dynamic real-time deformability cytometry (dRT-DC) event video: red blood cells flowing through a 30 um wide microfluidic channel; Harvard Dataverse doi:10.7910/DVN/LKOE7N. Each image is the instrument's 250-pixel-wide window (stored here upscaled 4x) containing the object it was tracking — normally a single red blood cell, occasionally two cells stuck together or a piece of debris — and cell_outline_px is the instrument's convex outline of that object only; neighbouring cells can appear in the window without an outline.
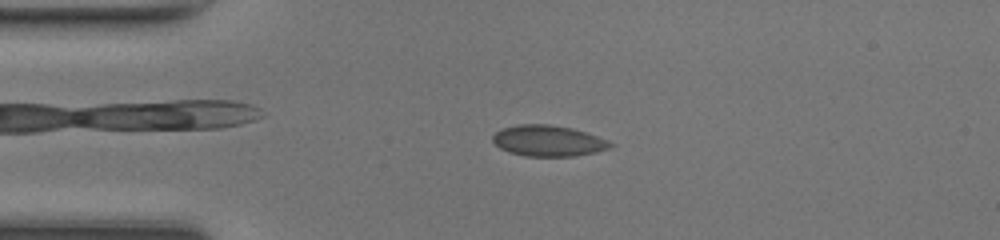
{"species": "common noctule bat (a hibernating species)", "species_latin": "Nyctalus noctula", "temperature_condition": "room temperature", "stored_images_in_passage": 47, "camera_frame_rate_fps": 3000, "um_per_image_px": 0.085, "animal": {"sex": "female", "body_mass_g": 17.0, "forearm_length_mm": 48.0}, "frame": {"image": 1, "passage_image": 10, "time_ms": 3.0, "image_size_px": [1000, 240], "cell_outline_px": [[616, 144], [612, 148], [596, 152], [576, 156], [524, 156], [508, 152], [500, 148], [492, 140], [492, 136], [496, 132], [504, 128], [520, 124], [548, 124], [572, 128], [608, 140]], "centroid_in_image_um": [46.63, 11.98], "position_along_channel_um": 38.4, "area_um2": 21.27}}
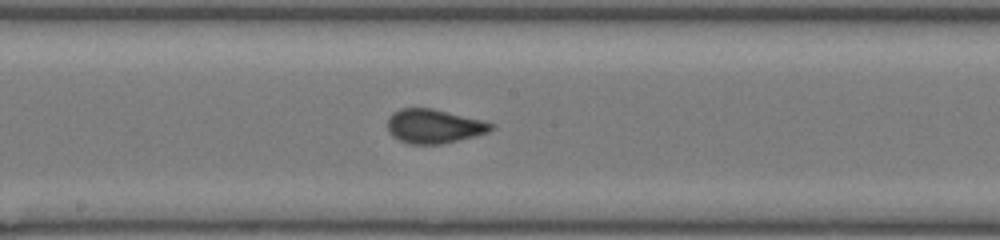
{"frame": {"image": 2, "passage_image": 24, "time_ms": 7.667, "image_size_px": [1000, 240], "cell_outline_px": [[496, 128], [488, 132], [476, 136], [440, 144], [408, 144], [392, 136], [388, 132], [388, 116], [392, 112], [400, 108], [432, 108], [496, 124]], "centroid_in_image_um": [36.87, 10.73], "position_along_channel_um": 211.3, "area_um2": 20.63}}
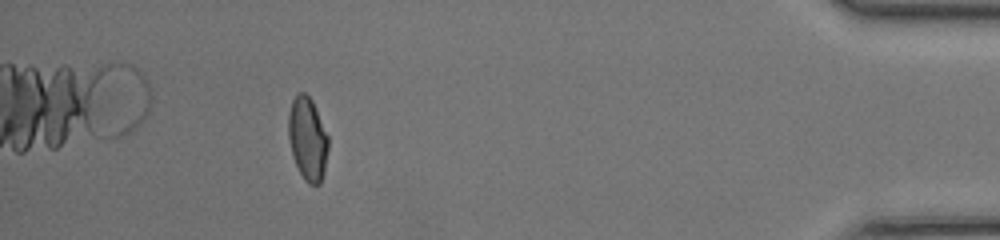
{"frame": {"image": 3, "passage_image": 42, "time_ms": 13.667, "image_size_px": [1000, 240], "cell_outline_px": [[328, 148], [324, 172], [320, 184], [308, 184], [304, 180], [292, 156], [288, 136], [288, 112], [292, 100], [296, 92], [304, 92], [312, 100], [328, 136]], "centroid_in_image_um": [26.13, 11.78], "position_along_channel_um": 409.1, "area_um2": 19.42}}